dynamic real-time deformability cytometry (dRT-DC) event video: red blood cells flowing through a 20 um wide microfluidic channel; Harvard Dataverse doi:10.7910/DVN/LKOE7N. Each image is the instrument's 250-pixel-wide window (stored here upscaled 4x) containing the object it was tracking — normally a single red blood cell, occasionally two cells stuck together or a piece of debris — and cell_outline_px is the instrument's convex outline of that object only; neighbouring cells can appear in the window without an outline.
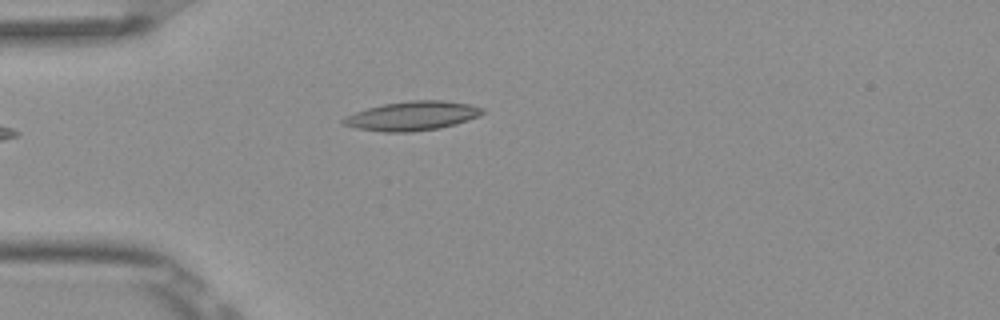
{"species": "Egyptian fruit bat (a non-hibernating species)", "species_latin": "Rousettus aegyptiacus", "temperature_condition": "room temperature", "stored_images_in_passage": 2, "camera_frame_rate_fps": 3000, "um_per_image_px": 0.085, "frame": {"image": 1, "passage_image": 2, "time_ms": 0.333, "image_size_px": [1000, 320], "cell_outline_px": [[484, 112], [480, 116], [468, 120], [440, 128], [408, 132], [384, 132], [356, 128], [344, 124], [340, 120], [356, 112], [368, 108], [384, 104], [412, 100], [444, 100], [468, 104], [484, 108]], "centroid_in_image_um": [35.07, 9.85], "position_along_channel_um": 49.9, "area_um2": 23.41}}